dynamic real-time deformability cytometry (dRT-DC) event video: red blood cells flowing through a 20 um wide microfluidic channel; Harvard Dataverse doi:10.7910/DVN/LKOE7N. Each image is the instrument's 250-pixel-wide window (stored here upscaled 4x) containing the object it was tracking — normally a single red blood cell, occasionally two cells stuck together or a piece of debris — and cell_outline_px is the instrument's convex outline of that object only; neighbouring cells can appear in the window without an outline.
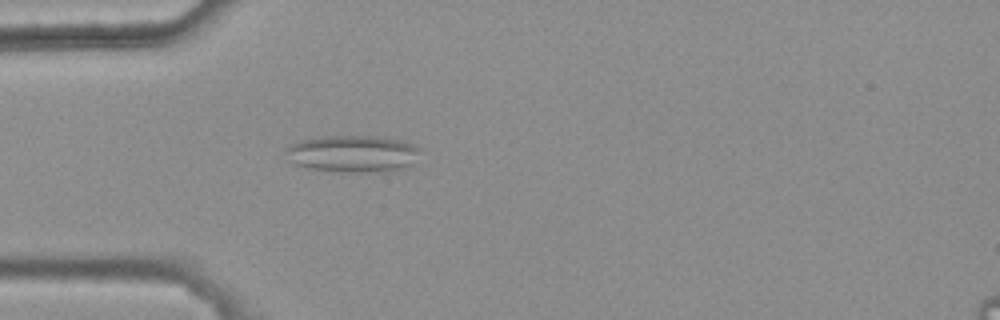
{"species": "common noctule bat (a hibernating species)", "species_latin": "Nyctalus noctula", "temperature_condition": "warm", "stored_images_in_passage": 1, "camera_frame_rate_fps": 3000, "um_per_image_px": 0.085, "animal": {"sex": "female", "body_mass_g": 25.1}, "frame": {"image": 1, "passage_image": 1, "time_ms": 0.0, "image_size_px": [1000, 320], "cell_outline_px": [[420, 148], [412, 164], [404, 168], [384, 172], [340, 172], [308, 168], [296, 164], [288, 160], [284, 148], [288, 144], [300, 140], [320, 136], [376, 136], [396, 140], [412, 144]], "centroid_in_image_um": [29.91, 13.07], "position_along_channel_um": 55.1, "area_um2": 29.07}}